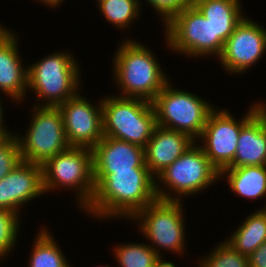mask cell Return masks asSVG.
<instances>
[{
	"label": "cell",
	"mask_w": 266,
	"mask_h": 267,
	"mask_svg": "<svg viewBox=\"0 0 266 267\" xmlns=\"http://www.w3.org/2000/svg\"><path fill=\"white\" fill-rule=\"evenodd\" d=\"M21 221L20 214L0 209V263L7 258L9 253H12V249L17 245Z\"/></svg>",
	"instance_id": "obj_26"
},
{
	"label": "cell",
	"mask_w": 266,
	"mask_h": 267,
	"mask_svg": "<svg viewBox=\"0 0 266 267\" xmlns=\"http://www.w3.org/2000/svg\"><path fill=\"white\" fill-rule=\"evenodd\" d=\"M93 173H113L145 165L144 148L126 141L104 136L92 149Z\"/></svg>",
	"instance_id": "obj_17"
},
{
	"label": "cell",
	"mask_w": 266,
	"mask_h": 267,
	"mask_svg": "<svg viewBox=\"0 0 266 267\" xmlns=\"http://www.w3.org/2000/svg\"><path fill=\"white\" fill-rule=\"evenodd\" d=\"M241 0H193L192 4L214 27V56L219 58L226 40L246 16Z\"/></svg>",
	"instance_id": "obj_18"
},
{
	"label": "cell",
	"mask_w": 266,
	"mask_h": 267,
	"mask_svg": "<svg viewBox=\"0 0 266 267\" xmlns=\"http://www.w3.org/2000/svg\"><path fill=\"white\" fill-rule=\"evenodd\" d=\"M152 104L157 125L187 133L195 141L201 136L208 115L215 108L197 94L175 89L171 80L156 95Z\"/></svg>",
	"instance_id": "obj_8"
},
{
	"label": "cell",
	"mask_w": 266,
	"mask_h": 267,
	"mask_svg": "<svg viewBox=\"0 0 266 267\" xmlns=\"http://www.w3.org/2000/svg\"><path fill=\"white\" fill-rule=\"evenodd\" d=\"M249 267H266V241L248 257Z\"/></svg>",
	"instance_id": "obj_29"
},
{
	"label": "cell",
	"mask_w": 266,
	"mask_h": 267,
	"mask_svg": "<svg viewBox=\"0 0 266 267\" xmlns=\"http://www.w3.org/2000/svg\"><path fill=\"white\" fill-rule=\"evenodd\" d=\"M194 143L187 133L156 125L144 148L145 165L156 178Z\"/></svg>",
	"instance_id": "obj_16"
},
{
	"label": "cell",
	"mask_w": 266,
	"mask_h": 267,
	"mask_svg": "<svg viewBox=\"0 0 266 267\" xmlns=\"http://www.w3.org/2000/svg\"><path fill=\"white\" fill-rule=\"evenodd\" d=\"M102 112L104 136L143 148L157 125L152 102L141 98L105 95L102 98Z\"/></svg>",
	"instance_id": "obj_6"
},
{
	"label": "cell",
	"mask_w": 266,
	"mask_h": 267,
	"mask_svg": "<svg viewBox=\"0 0 266 267\" xmlns=\"http://www.w3.org/2000/svg\"><path fill=\"white\" fill-rule=\"evenodd\" d=\"M41 195H45V192L40 164L21 160L9 174L0 179V209L21 215L22 207Z\"/></svg>",
	"instance_id": "obj_14"
},
{
	"label": "cell",
	"mask_w": 266,
	"mask_h": 267,
	"mask_svg": "<svg viewBox=\"0 0 266 267\" xmlns=\"http://www.w3.org/2000/svg\"><path fill=\"white\" fill-rule=\"evenodd\" d=\"M154 8L157 15L162 19L164 26L178 13L192 4L193 0H145Z\"/></svg>",
	"instance_id": "obj_28"
},
{
	"label": "cell",
	"mask_w": 266,
	"mask_h": 267,
	"mask_svg": "<svg viewBox=\"0 0 266 267\" xmlns=\"http://www.w3.org/2000/svg\"><path fill=\"white\" fill-rule=\"evenodd\" d=\"M266 165V118L258 111L242 128L228 167Z\"/></svg>",
	"instance_id": "obj_19"
},
{
	"label": "cell",
	"mask_w": 266,
	"mask_h": 267,
	"mask_svg": "<svg viewBox=\"0 0 266 267\" xmlns=\"http://www.w3.org/2000/svg\"><path fill=\"white\" fill-rule=\"evenodd\" d=\"M2 98H0V129H4L10 136H12V135H15L16 133V131H10L9 129H6V128H8V127H6V125H5V121H3V120H5L4 118V106H3V102H2V100H1ZM3 106V107H2Z\"/></svg>",
	"instance_id": "obj_30"
},
{
	"label": "cell",
	"mask_w": 266,
	"mask_h": 267,
	"mask_svg": "<svg viewBox=\"0 0 266 267\" xmlns=\"http://www.w3.org/2000/svg\"><path fill=\"white\" fill-rule=\"evenodd\" d=\"M164 29V42L171 52L192 59L214 57V27L193 4L173 17Z\"/></svg>",
	"instance_id": "obj_11"
},
{
	"label": "cell",
	"mask_w": 266,
	"mask_h": 267,
	"mask_svg": "<svg viewBox=\"0 0 266 267\" xmlns=\"http://www.w3.org/2000/svg\"><path fill=\"white\" fill-rule=\"evenodd\" d=\"M113 248L118 267H176L174 263L163 260L147 242L120 243Z\"/></svg>",
	"instance_id": "obj_22"
},
{
	"label": "cell",
	"mask_w": 266,
	"mask_h": 267,
	"mask_svg": "<svg viewBox=\"0 0 266 267\" xmlns=\"http://www.w3.org/2000/svg\"><path fill=\"white\" fill-rule=\"evenodd\" d=\"M254 103L238 120L230 111L218 107L208 115L202 134L195 142L202 144L198 143L219 172L233 162L241 128L259 111Z\"/></svg>",
	"instance_id": "obj_10"
},
{
	"label": "cell",
	"mask_w": 266,
	"mask_h": 267,
	"mask_svg": "<svg viewBox=\"0 0 266 267\" xmlns=\"http://www.w3.org/2000/svg\"><path fill=\"white\" fill-rule=\"evenodd\" d=\"M32 247L27 267H72L46 226L36 233Z\"/></svg>",
	"instance_id": "obj_23"
},
{
	"label": "cell",
	"mask_w": 266,
	"mask_h": 267,
	"mask_svg": "<svg viewBox=\"0 0 266 267\" xmlns=\"http://www.w3.org/2000/svg\"><path fill=\"white\" fill-rule=\"evenodd\" d=\"M106 21L124 31L140 18L141 6L136 0H102L97 5ZM138 18V19H137Z\"/></svg>",
	"instance_id": "obj_24"
},
{
	"label": "cell",
	"mask_w": 266,
	"mask_h": 267,
	"mask_svg": "<svg viewBox=\"0 0 266 267\" xmlns=\"http://www.w3.org/2000/svg\"><path fill=\"white\" fill-rule=\"evenodd\" d=\"M139 4H140V6L142 7V2H141V0H136Z\"/></svg>",
	"instance_id": "obj_34"
},
{
	"label": "cell",
	"mask_w": 266,
	"mask_h": 267,
	"mask_svg": "<svg viewBox=\"0 0 266 267\" xmlns=\"http://www.w3.org/2000/svg\"><path fill=\"white\" fill-rule=\"evenodd\" d=\"M123 40L112 58L113 82L116 81V88L121 92L118 96L152 102L170 81L169 76L162 71L160 61L150 47L133 38Z\"/></svg>",
	"instance_id": "obj_2"
},
{
	"label": "cell",
	"mask_w": 266,
	"mask_h": 267,
	"mask_svg": "<svg viewBox=\"0 0 266 267\" xmlns=\"http://www.w3.org/2000/svg\"><path fill=\"white\" fill-rule=\"evenodd\" d=\"M41 3V5H46L47 7H52V9L60 7L59 5L65 1V0H37Z\"/></svg>",
	"instance_id": "obj_31"
},
{
	"label": "cell",
	"mask_w": 266,
	"mask_h": 267,
	"mask_svg": "<svg viewBox=\"0 0 266 267\" xmlns=\"http://www.w3.org/2000/svg\"><path fill=\"white\" fill-rule=\"evenodd\" d=\"M44 192L74 190L75 202L84 210L90 203L95 183L92 149L69 147L64 152L47 159L42 165Z\"/></svg>",
	"instance_id": "obj_5"
},
{
	"label": "cell",
	"mask_w": 266,
	"mask_h": 267,
	"mask_svg": "<svg viewBox=\"0 0 266 267\" xmlns=\"http://www.w3.org/2000/svg\"><path fill=\"white\" fill-rule=\"evenodd\" d=\"M52 52L27 65V90L37 95L34 104L37 106H59L82 87L81 65L75 57L64 50Z\"/></svg>",
	"instance_id": "obj_3"
},
{
	"label": "cell",
	"mask_w": 266,
	"mask_h": 267,
	"mask_svg": "<svg viewBox=\"0 0 266 267\" xmlns=\"http://www.w3.org/2000/svg\"><path fill=\"white\" fill-rule=\"evenodd\" d=\"M0 23V91L20 104L27 90L28 67L19 57V35Z\"/></svg>",
	"instance_id": "obj_15"
},
{
	"label": "cell",
	"mask_w": 266,
	"mask_h": 267,
	"mask_svg": "<svg viewBox=\"0 0 266 267\" xmlns=\"http://www.w3.org/2000/svg\"><path fill=\"white\" fill-rule=\"evenodd\" d=\"M29 127L16 136L23 161L42 165L47 159L64 152L67 142L62 114L58 106L33 105Z\"/></svg>",
	"instance_id": "obj_9"
},
{
	"label": "cell",
	"mask_w": 266,
	"mask_h": 267,
	"mask_svg": "<svg viewBox=\"0 0 266 267\" xmlns=\"http://www.w3.org/2000/svg\"><path fill=\"white\" fill-rule=\"evenodd\" d=\"M183 201L156 199L141 209L130 221L151 243L149 246L162 258L161 251L183 256L186 248V222ZM138 222V223H137ZM185 224V225H184ZM186 240V241H185ZM162 249V250H160Z\"/></svg>",
	"instance_id": "obj_7"
},
{
	"label": "cell",
	"mask_w": 266,
	"mask_h": 267,
	"mask_svg": "<svg viewBox=\"0 0 266 267\" xmlns=\"http://www.w3.org/2000/svg\"><path fill=\"white\" fill-rule=\"evenodd\" d=\"M214 248L207 256L199 259V267H249L248 257L236 251L226 241L219 242Z\"/></svg>",
	"instance_id": "obj_25"
},
{
	"label": "cell",
	"mask_w": 266,
	"mask_h": 267,
	"mask_svg": "<svg viewBox=\"0 0 266 267\" xmlns=\"http://www.w3.org/2000/svg\"><path fill=\"white\" fill-rule=\"evenodd\" d=\"M93 176L95 191L90 203L83 210L91 218H123L130 222L141 209L158 199L156 178L147 167H132V170L113 173H93Z\"/></svg>",
	"instance_id": "obj_1"
},
{
	"label": "cell",
	"mask_w": 266,
	"mask_h": 267,
	"mask_svg": "<svg viewBox=\"0 0 266 267\" xmlns=\"http://www.w3.org/2000/svg\"><path fill=\"white\" fill-rule=\"evenodd\" d=\"M240 224L231 236H226L225 241L236 251L249 257L266 241V209L258 208Z\"/></svg>",
	"instance_id": "obj_21"
},
{
	"label": "cell",
	"mask_w": 266,
	"mask_h": 267,
	"mask_svg": "<svg viewBox=\"0 0 266 267\" xmlns=\"http://www.w3.org/2000/svg\"><path fill=\"white\" fill-rule=\"evenodd\" d=\"M22 160L20 145L15 135L0 144V179L9 174Z\"/></svg>",
	"instance_id": "obj_27"
},
{
	"label": "cell",
	"mask_w": 266,
	"mask_h": 267,
	"mask_svg": "<svg viewBox=\"0 0 266 267\" xmlns=\"http://www.w3.org/2000/svg\"><path fill=\"white\" fill-rule=\"evenodd\" d=\"M258 110L260 111V113L266 118V103L265 101H257L256 102Z\"/></svg>",
	"instance_id": "obj_32"
},
{
	"label": "cell",
	"mask_w": 266,
	"mask_h": 267,
	"mask_svg": "<svg viewBox=\"0 0 266 267\" xmlns=\"http://www.w3.org/2000/svg\"><path fill=\"white\" fill-rule=\"evenodd\" d=\"M97 2H96V5L98 4V3H100L102 0H96Z\"/></svg>",
	"instance_id": "obj_35"
},
{
	"label": "cell",
	"mask_w": 266,
	"mask_h": 267,
	"mask_svg": "<svg viewBox=\"0 0 266 267\" xmlns=\"http://www.w3.org/2000/svg\"><path fill=\"white\" fill-rule=\"evenodd\" d=\"M100 99L94 105L78 92L58 106L70 147L93 149L104 137L102 97Z\"/></svg>",
	"instance_id": "obj_13"
},
{
	"label": "cell",
	"mask_w": 266,
	"mask_h": 267,
	"mask_svg": "<svg viewBox=\"0 0 266 267\" xmlns=\"http://www.w3.org/2000/svg\"><path fill=\"white\" fill-rule=\"evenodd\" d=\"M10 135L4 130L0 129V144L3 143Z\"/></svg>",
	"instance_id": "obj_33"
},
{
	"label": "cell",
	"mask_w": 266,
	"mask_h": 267,
	"mask_svg": "<svg viewBox=\"0 0 266 267\" xmlns=\"http://www.w3.org/2000/svg\"><path fill=\"white\" fill-rule=\"evenodd\" d=\"M217 181L220 172L195 142L156 177V195L160 200L183 201L182 197L205 191Z\"/></svg>",
	"instance_id": "obj_4"
},
{
	"label": "cell",
	"mask_w": 266,
	"mask_h": 267,
	"mask_svg": "<svg viewBox=\"0 0 266 267\" xmlns=\"http://www.w3.org/2000/svg\"><path fill=\"white\" fill-rule=\"evenodd\" d=\"M225 178L233 194L246 200L266 198V165L227 167L220 172V179ZM260 209H266V205Z\"/></svg>",
	"instance_id": "obj_20"
},
{
	"label": "cell",
	"mask_w": 266,
	"mask_h": 267,
	"mask_svg": "<svg viewBox=\"0 0 266 267\" xmlns=\"http://www.w3.org/2000/svg\"><path fill=\"white\" fill-rule=\"evenodd\" d=\"M266 29L245 16L224 43L219 62L228 74H245L266 54Z\"/></svg>",
	"instance_id": "obj_12"
}]
</instances>
